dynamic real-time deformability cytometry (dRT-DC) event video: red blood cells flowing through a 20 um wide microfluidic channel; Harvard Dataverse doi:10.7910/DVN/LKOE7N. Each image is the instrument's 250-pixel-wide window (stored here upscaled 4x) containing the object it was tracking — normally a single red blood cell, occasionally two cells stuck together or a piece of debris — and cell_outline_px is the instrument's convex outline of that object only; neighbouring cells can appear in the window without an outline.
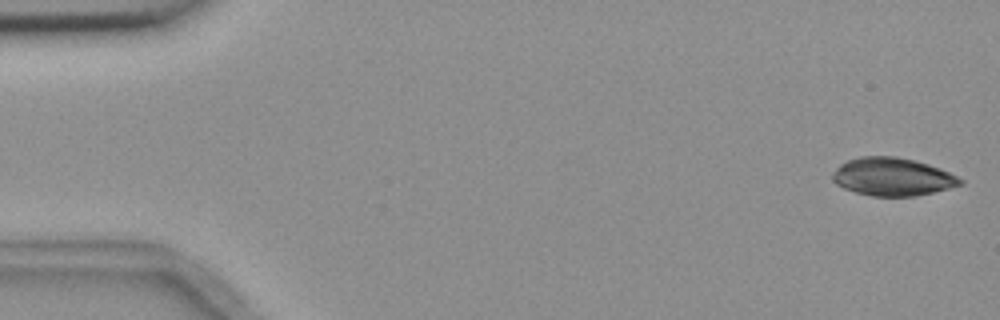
{"species": "common noctule bat (a hibernating species)", "species_latin": "Nyctalus noctula", "temperature_condition": "room temperature", "stored_images_in_passage": 5, "camera_frame_rate_fps": 3000, "um_per_image_px": 0.085, "animal": {"sex": "female", "body_mass_g": 18.4}, "frame": {"image": 1, "passage_image": 1, "time_ms": 0.0, "image_size_px": [1000, 320], "cell_outline_px": [[964, 184], [916, 196], [872, 196], [856, 192], [844, 188], [836, 184], [832, 180], [832, 172], [840, 164], [848, 160], [860, 156], [896, 156], [928, 164], [940, 168], [964, 180]], "centroid_in_image_um": [75.84, 15.02], "position_along_channel_um": 9.2, "area_um2": 28.21}}
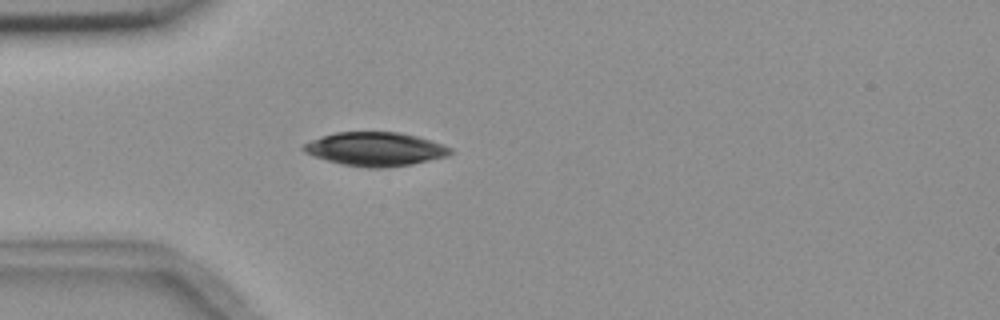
{"frame": {"image": 2, "passage_image": 5, "time_ms": 4.667, "image_size_px": [1000, 320], "cell_outline_px": [[452, 152], [448, 156], [412, 164], [384, 168], [368, 168], [340, 164], [312, 156], [304, 152], [300, 148], [304, 144], [320, 136], [336, 132], [400, 132], [432, 140], [444, 144], [452, 148]], "centroid_in_image_um": [31.89, 12.67], "position_along_channel_um": 53.1, "area_um2": 29.13}}